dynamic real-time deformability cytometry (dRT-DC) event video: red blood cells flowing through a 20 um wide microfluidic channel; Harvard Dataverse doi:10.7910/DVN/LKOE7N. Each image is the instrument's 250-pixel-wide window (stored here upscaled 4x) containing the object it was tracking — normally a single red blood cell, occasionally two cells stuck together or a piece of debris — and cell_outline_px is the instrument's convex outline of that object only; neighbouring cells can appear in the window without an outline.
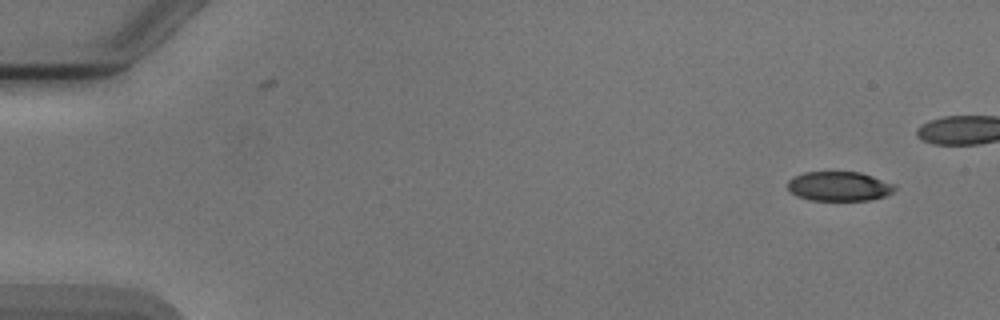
{"species": "Egyptian fruit bat (a non-hibernating species)", "species_latin": "Rousettus aegyptiacus", "temperature_condition": "cold", "stored_images_in_passage": 9, "segment_of_instrument_passage": [1, 2], "camera_frame_rate_fps": 3000, "um_per_image_px": 0.085, "animal": {"sex": "male"}, "frame": {"image": 1, "passage_image": 1, "time_ms": 0.0, "image_size_px": [1000, 320], "cell_outline_px": [[896, 188], [892, 192], [884, 196], [868, 200], [808, 200], [796, 196], [788, 188], [788, 180], [792, 176], [804, 172], [860, 172], [896, 184]], "centroid_in_image_um": [71.31, 15.83], "position_along_channel_um": 13.7, "area_um2": 18.44}}
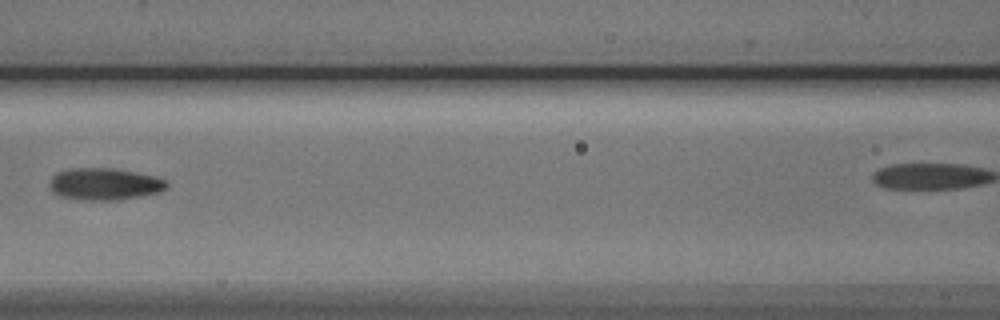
{"frame": {"image": 2, "passage_image": 7, "time_ms": 7.0, "image_size_px": [1000, 320], "cell_outline_px": [[168, 188], [160, 192], [120, 200], [80, 200], [60, 196], [52, 192], [48, 188], [48, 184], [52, 176], [56, 172], [68, 168], [112, 168], [136, 172], [168, 180]], "centroid_in_image_um": [8.85, 15.64], "position_along_channel_um": 157.7, "area_um2": 22.2}}
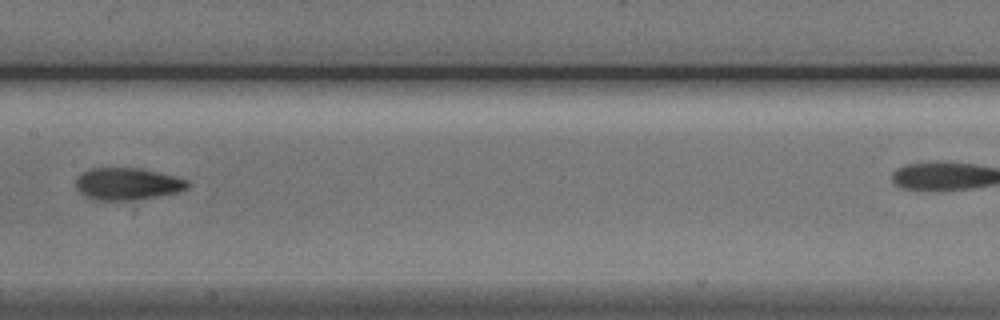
{"frame": {"image": 3, "passage_image": 8, "time_ms": 8.0, "image_size_px": [1000, 320], "cell_outline_px": [[188, 188], [176, 192], [160, 196], [128, 200], [92, 200], [84, 196], [76, 188], [76, 180], [88, 168], [140, 168], [176, 176], [188, 180]], "centroid_in_image_um": [10.82, 15.63], "position_along_channel_um": 196.6, "area_um2": 20.87}}